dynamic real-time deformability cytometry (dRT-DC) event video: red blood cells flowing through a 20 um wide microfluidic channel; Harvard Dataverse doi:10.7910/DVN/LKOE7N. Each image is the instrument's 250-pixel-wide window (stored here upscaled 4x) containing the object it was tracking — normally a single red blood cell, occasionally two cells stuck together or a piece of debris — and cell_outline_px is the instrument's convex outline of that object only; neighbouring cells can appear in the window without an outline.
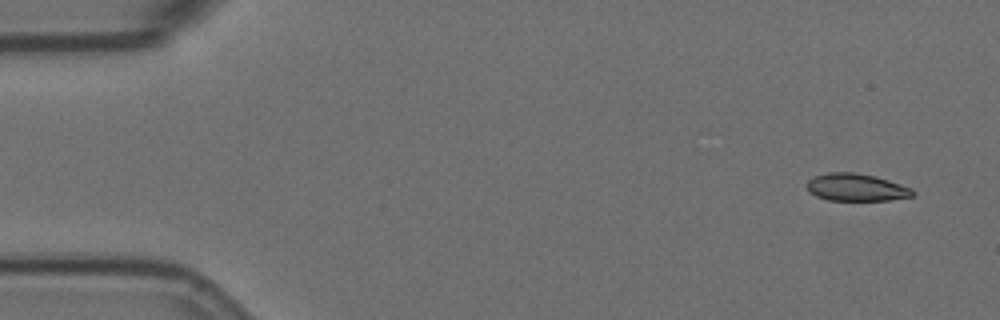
{"species": "Egyptian fruit bat (a non-hibernating species)", "species_latin": "Rousettus aegyptiacus", "temperature_condition": "room temperature", "stored_images_in_passage": 4, "camera_frame_rate_fps": 3000, "um_per_image_px": 0.085, "animal": {"sex": "female"}, "frame": {"image": 1, "passage_image": 1, "time_ms": 0.0, "image_size_px": [1000, 320], "cell_outline_px": [[916, 196], [888, 200], [828, 200], [816, 196], [808, 192], [808, 180], [816, 176], [828, 172], [852, 172], [876, 176], [912, 188], [916, 192]], "centroid_in_image_um": [72.82, 15.93], "position_along_channel_um": 12.2, "area_um2": 16.94}}